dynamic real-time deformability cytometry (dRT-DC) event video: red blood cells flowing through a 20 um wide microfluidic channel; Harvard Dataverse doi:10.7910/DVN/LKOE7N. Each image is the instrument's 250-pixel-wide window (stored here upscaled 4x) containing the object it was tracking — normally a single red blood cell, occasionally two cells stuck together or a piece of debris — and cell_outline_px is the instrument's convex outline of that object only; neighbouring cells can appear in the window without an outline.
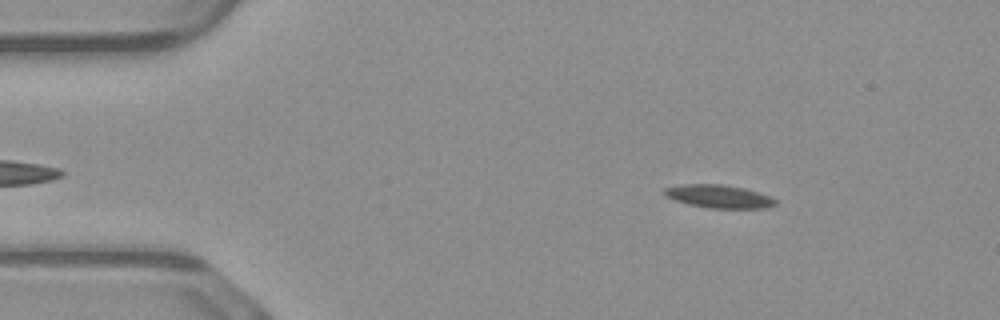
{"species": "common noctule bat (a hibernating species)", "species_latin": "Nyctalus noctula", "temperature_condition": "warm", "stored_images_in_passage": 46, "camera_frame_rate_fps": 3000, "um_per_image_px": 0.085, "animal": {"sex": "male", "body_mass_g": 23.1, "forearm_length_mm": 52.7}, "frame": {"image": 1, "passage_image": 2, "time_ms": 0.333, "image_size_px": [1000, 320], "cell_outline_px": [[776, 204], [764, 208], [708, 208], [688, 204], [676, 200], [668, 196], [664, 192], [664, 188], [680, 184], [720, 184], [744, 188], [772, 196], [776, 200]], "centroid_in_image_um": [61.13, 16.69], "position_along_channel_um": 23.9, "area_um2": 14.85}}
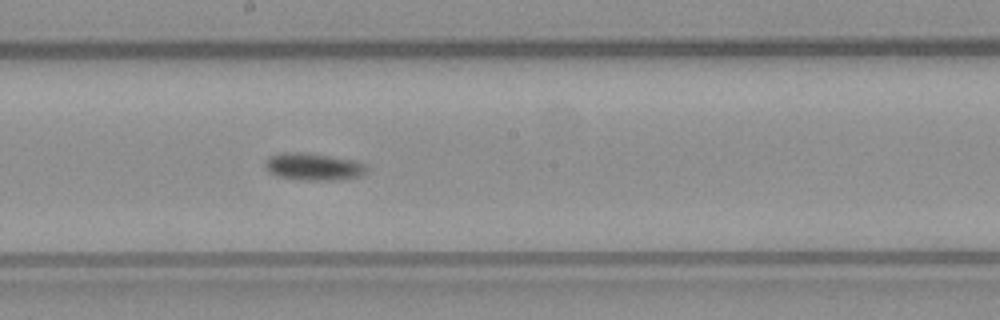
{"frame": {"image": 2, "passage_image": 22, "time_ms": 7.0, "image_size_px": [1000, 320], "cell_outline_px": [[368, 172], [364, 176], [348, 180], [304, 180], [276, 176], [268, 172], [264, 168], [264, 160], [268, 156], [284, 152], [308, 152], [356, 160], [368, 164]], "centroid_in_image_um": [26.7, 14.17], "position_along_channel_um": 221.5, "area_um2": 16.94}}
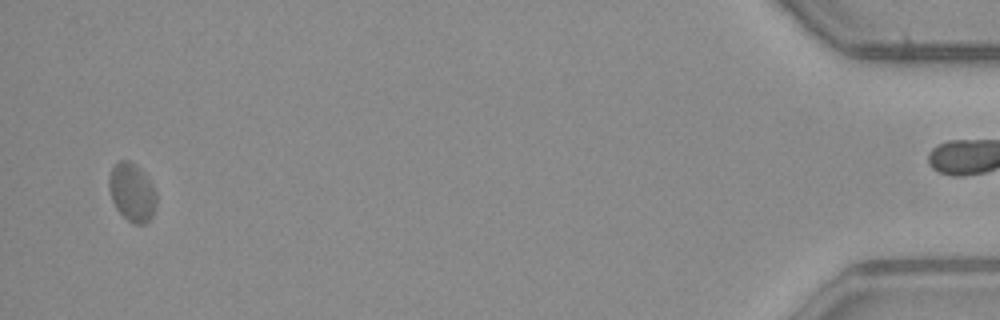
{"frame": {"image": 3, "passage_image": 44, "time_ms": 14.333, "image_size_px": [1000, 320], "cell_outline_px": [[156, 208], [152, 216], [144, 224], [132, 224], [116, 208], [112, 200], [108, 188], [108, 176], [112, 168], [120, 160], [128, 160], [136, 164], [148, 176], [156, 192]], "centroid_in_image_um": [11.23, 16.33], "position_along_channel_um": 424.0, "area_um2": 16.3}, "authors_computed_cell_mechanics": {"area_um2": 15.1147, "velocity_mm_per_s": 4.0393, "shape_relaxation_time_tau1_ms": 3.7569, "shape_relaxation_time_tau2_ms": null, "deformation_change_tau1": 0.1301, "deformation_change_tau2": null}}